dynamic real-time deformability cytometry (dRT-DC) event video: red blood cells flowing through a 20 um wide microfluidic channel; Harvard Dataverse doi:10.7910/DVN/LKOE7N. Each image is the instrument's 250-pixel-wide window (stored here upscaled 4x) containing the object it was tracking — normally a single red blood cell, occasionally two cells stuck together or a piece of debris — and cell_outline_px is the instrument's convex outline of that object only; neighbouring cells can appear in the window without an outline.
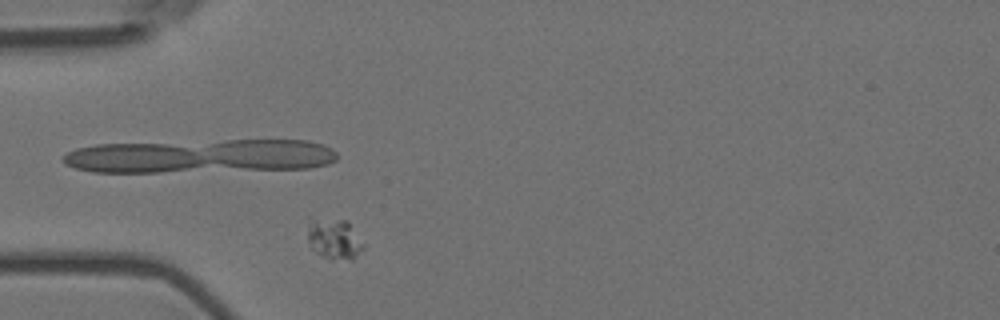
{"species": "Egyptian fruit bat (a non-hibernating species)", "species_latin": "Rousettus aegyptiacus", "temperature_condition": "room temperature", "stored_images_in_passage": 49, "camera_frame_rate_fps": 3000, "um_per_image_px": 0.085, "animal": {"sex": "female"}, "frame": {"image": 1, "passage_image": 17, "time_ms": 5.333, "image_size_px": [1000, 320], "cell_outline_px": [[364, 248], [352, 260], [328, 260], [316, 252], [312, 248], [308, 240], [308, 220], [348, 220], [364, 244]], "centroid_in_image_um": [28.43, 20.35], "position_along_channel_um": 56.6, "area_um2": 13.18}}
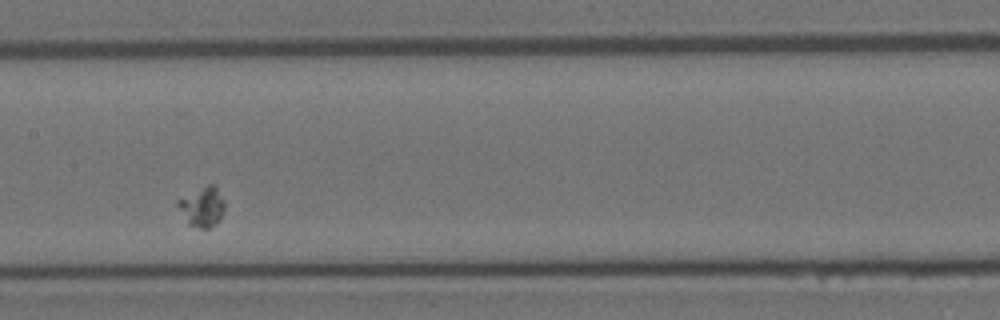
{"frame": {"image": 2, "passage_image": 30, "time_ms": 9.667, "image_size_px": [1000, 320], "cell_outline_px": [[224, 208], [220, 220], [216, 224], [208, 228], [200, 228], [188, 224], [176, 204], [176, 200], [208, 184], [216, 184], [224, 200]], "centroid_in_image_um": [17.2, 17.56], "position_along_channel_um": 190.2, "area_um2": 10.87}}
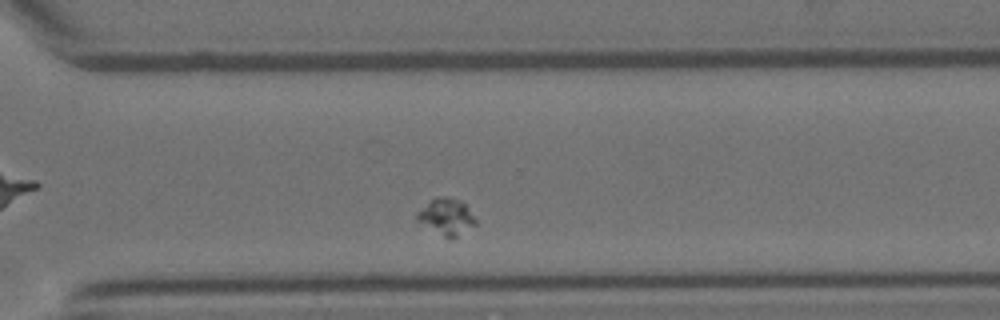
{"frame": {"image": 3, "passage_image": 43, "time_ms": 14.0, "image_size_px": [1000, 320], "cell_outline_px": [[476, 224], [452, 240], [448, 240], [420, 220], [416, 216], [416, 212], [436, 196], [448, 196], [460, 200], [464, 204], [476, 220]], "centroid_in_image_um": [37.97, 18.41], "position_along_channel_um": 332.6, "area_um2": 12.14}}